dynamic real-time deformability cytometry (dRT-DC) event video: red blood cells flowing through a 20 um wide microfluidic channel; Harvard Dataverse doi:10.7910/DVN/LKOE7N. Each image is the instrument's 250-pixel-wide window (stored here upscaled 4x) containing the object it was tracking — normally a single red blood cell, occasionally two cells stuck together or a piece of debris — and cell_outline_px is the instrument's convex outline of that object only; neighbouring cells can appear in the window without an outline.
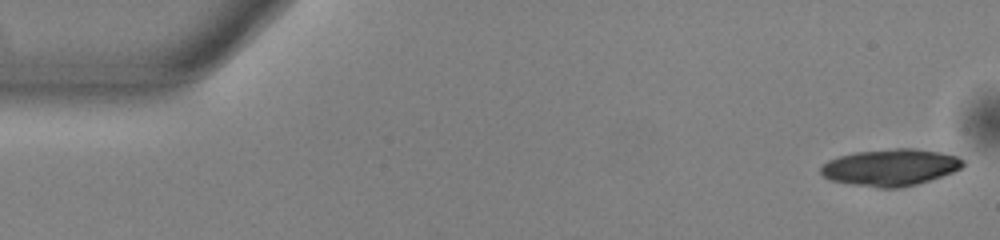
{"species": "common noctule bat (a hibernating species)", "species_latin": "Nyctalus noctula", "temperature_condition": "warm", "stored_images_in_passage": 51, "camera_frame_rate_fps": 3000, "um_per_image_px": 0.085, "animal": {"sex": "male", "body_mass_g": 13.0, "forearm_length_mm": 53.1}, "frame": {"image": 1, "passage_image": 1, "time_ms": 0.0, "image_size_px": [1000, 240], "cell_outline_px": [[964, 164], [960, 168], [952, 172], [916, 184], [900, 188], [880, 188], [852, 184], [828, 180], [820, 172], [820, 168], [828, 160], [840, 156], [856, 152], [896, 148], [912, 148], [940, 152], [956, 156], [964, 160]], "centroid_in_image_um": [75.66, 14.23], "position_along_channel_um": 9.3, "area_um2": 30.23}}
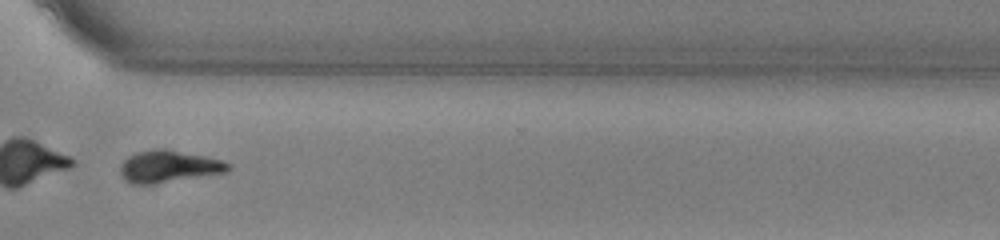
{"frame": {"image": 2, "passage_image": 38, "time_ms": 12.333, "image_size_px": [1000, 240], "cell_outline_px": [[232, 168], [228, 172], [156, 184], [132, 184], [124, 180], [120, 172], [120, 164], [128, 156], [136, 152], [156, 148], [168, 148], [224, 160], [232, 164]], "centroid_in_image_um": [14.37, 14.14], "position_along_channel_um": 356.2, "area_um2": 20.69}, "authors_computed_cell_mechanics": {"area_um2": 23.8714, "velocity_mm_per_s": 3.9329, "shape_relaxation_time_tau1_ms": 2.3483, "shape_relaxation_time_tau2_ms": null, "deformation_change_tau1": 0.1158, "deformation_change_tau2": null}}